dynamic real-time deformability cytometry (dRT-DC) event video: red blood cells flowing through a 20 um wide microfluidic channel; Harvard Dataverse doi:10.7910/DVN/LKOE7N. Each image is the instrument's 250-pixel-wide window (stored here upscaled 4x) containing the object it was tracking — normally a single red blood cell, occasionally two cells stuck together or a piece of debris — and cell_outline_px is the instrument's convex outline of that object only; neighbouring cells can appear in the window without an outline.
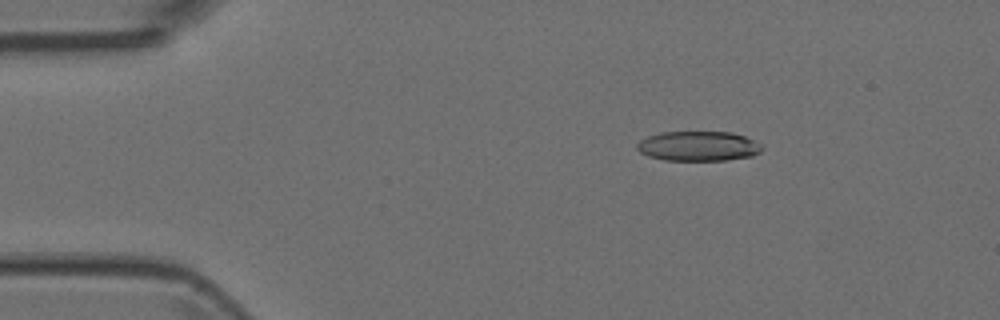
{"species": "Egyptian fruit bat (a non-hibernating species)", "species_latin": "Rousettus aegyptiacus", "temperature_condition": "room temperature", "stored_images_in_passage": 4, "camera_frame_rate_fps": 3000, "um_per_image_px": 0.085, "animal": {"sex": "female"}, "frame": {"image": 1, "passage_image": 2, "time_ms": 0.333, "image_size_px": [1000, 320], "cell_outline_px": [[764, 148], [760, 152], [752, 156], [728, 160], [664, 160], [648, 156], [640, 152], [636, 148], [636, 144], [640, 140], [648, 136], [660, 132], [732, 132], [744, 136], [760, 144]], "centroid_in_image_um": [59.34, 12.42], "position_along_channel_um": 25.7, "area_um2": 21.73}}
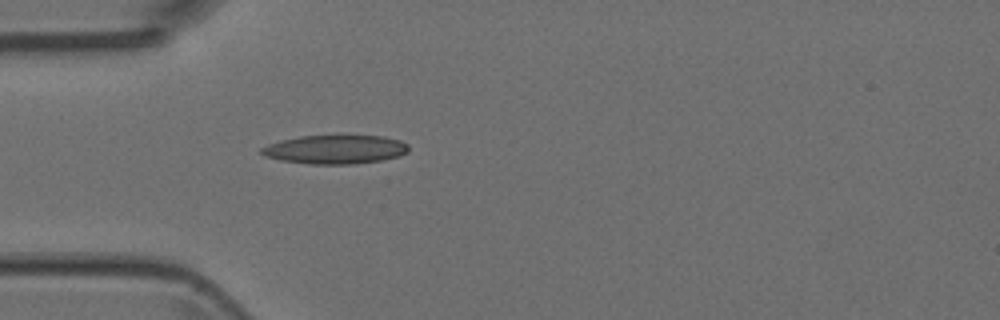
{"frame": {"image": 2, "passage_image": 4, "time_ms": 1.0, "image_size_px": [1000, 320], "cell_outline_px": [[408, 152], [396, 156], [380, 160], [356, 164], [308, 164], [280, 160], [264, 156], [260, 152], [260, 148], [268, 144], [280, 140], [300, 136], [384, 136], [400, 140], [408, 144]], "centroid_in_image_um": [28.46, 12.7], "position_along_channel_um": 56.5, "area_um2": 24.68}}